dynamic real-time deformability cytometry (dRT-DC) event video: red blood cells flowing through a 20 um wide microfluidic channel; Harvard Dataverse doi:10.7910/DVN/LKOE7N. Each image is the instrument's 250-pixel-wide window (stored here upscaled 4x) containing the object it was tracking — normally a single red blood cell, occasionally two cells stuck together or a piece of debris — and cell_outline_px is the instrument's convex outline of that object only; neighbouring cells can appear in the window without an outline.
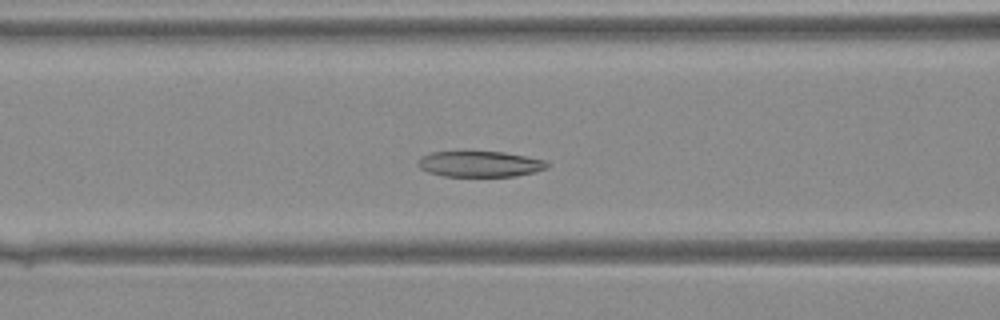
{"species": "Egyptian fruit bat (a non-hibernating species)", "species_latin": "Rousettus aegyptiacus", "temperature_condition": "warm", "stored_images_in_passage": 35, "camera_frame_rate_fps": 3000, "um_per_image_px": 0.085, "animal": {"sex": "female"}, "frame": {"image": 1, "passage_image": 11, "time_ms": 3.333, "image_size_px": [1000, 320], "cell_outline_px": [[548, 168], [516, 176], [444, 176], [428, 172], [420, 168], [416, 164], [424, 156], [432, 152], [504, 152], [544, 160], [548, 164]], "centroid_in_image_um": [40.79, 13.95], "position_along_channel_um": 125.8, "area_um2": 19.07}}
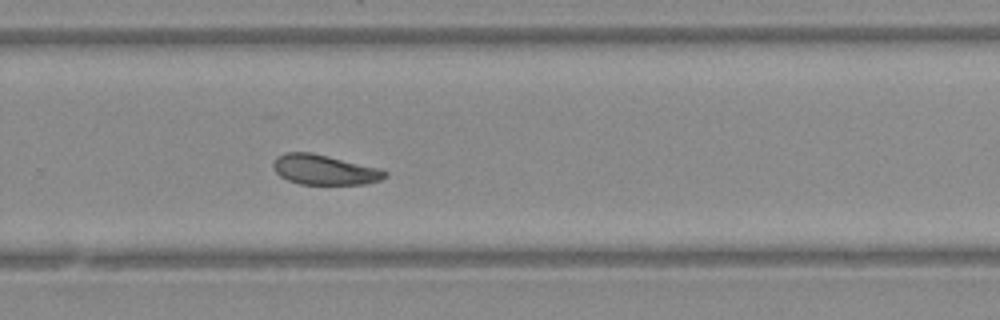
{"frame": {"image": 2, "passage_image": 22, "time_ms": 7.0, "image_size_px": [1000, 320], "cell_outline_px": [[388, 176], [380, 180], [364, 184], [300, 184], [288, 180], [280, 176], [276, 172], [272, 164], [276, 156], [284, 152], [312, 152], [376, 168], [388, 172]], "centroid_in_image_um": [27.53, 14.43], "position_along_channel_um": 302.3, "area_um2": 19.36}}
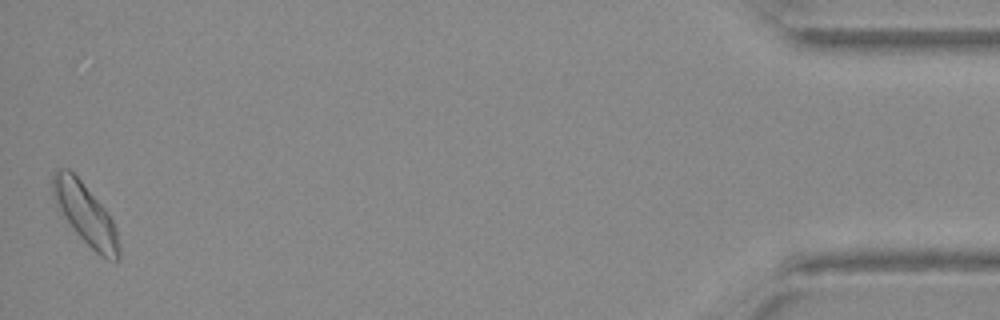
{"frame": {"image": 3, "passage_image": 35, "time_ms": 11.333, "image_size_px": [1000, 320], "cell_outline_px": [[120, 260], [108, 260], [100, 256], [76, 232], [56, 204], [52, 192], [52, 176], [56, 168], [68, 168], [80, 180], [104, 208], [112, 220], [116, 232], [120, 248]], "centroid_in_image_um": [7.26, 18.19], "position_along_channel_um": 427.9, "area_um2": 22.89}}